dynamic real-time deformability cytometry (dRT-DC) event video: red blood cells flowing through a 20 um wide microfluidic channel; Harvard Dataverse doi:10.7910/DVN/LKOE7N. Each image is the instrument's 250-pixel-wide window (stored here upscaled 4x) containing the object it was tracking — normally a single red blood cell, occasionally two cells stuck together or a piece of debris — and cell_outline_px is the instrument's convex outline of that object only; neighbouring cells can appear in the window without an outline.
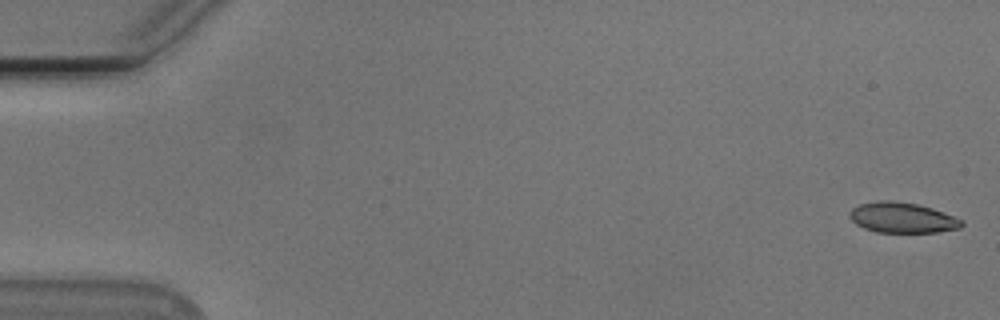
{"species": "Egyptian fruit bat (a non-hibernating species)", "species_latin": "Rousettus aegyptiacus", "temperature_condition": "cold", "stored_images_in_passage": 54, "camera_frame_rate_fps": 3000, "um_per_image_px": 0.085, "animal": {"sex": "male"}, "frame": {"image": 1, "passage_image": 1, "time_ms": 0.0, "image_size_px": [1000, 320], "cell_outline_px": [[964, 224], [960, 228], [936, 232], [876, 232], [864, 228], [856, 224], [848, 216], [848, 212], [852, 208], [860, 204], [880, 200], [892, 200], [916, 204], [932, 208], [964, 220]], "centroid_in_image_um": [76.68, 18.5], "position_along_channel_um": 8.3, "area_um2": 19.88}}
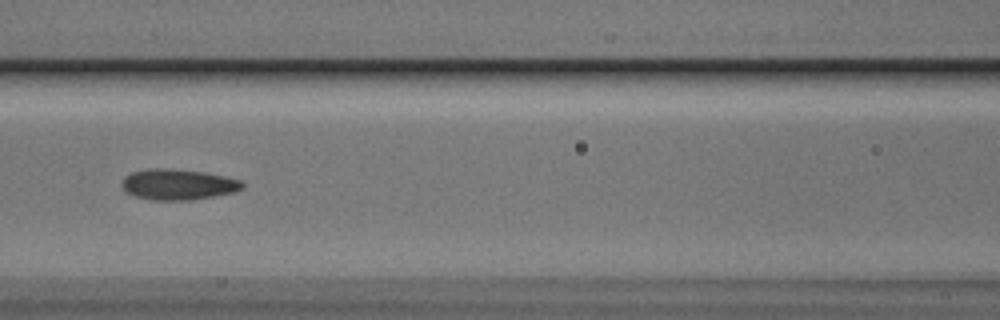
{"frame": {"image": 2, "passage_image": 24, "time_ms": 7.667, "image_size_px": [1000, 320], "cell_outline_px": [[244, 188], [236, 192], [192, 200], [152, 200], [136, 196], [128, 192], [120, 184], [124, 176], [132, 172], [148, 168], [168, 168], [204, 172], [224, 176], [240, 180], [244, 184]], "centroid_in_image_um": [15.15, 15.67], "position_along_channel_um": 151.5, "area_um2": 21.68}}
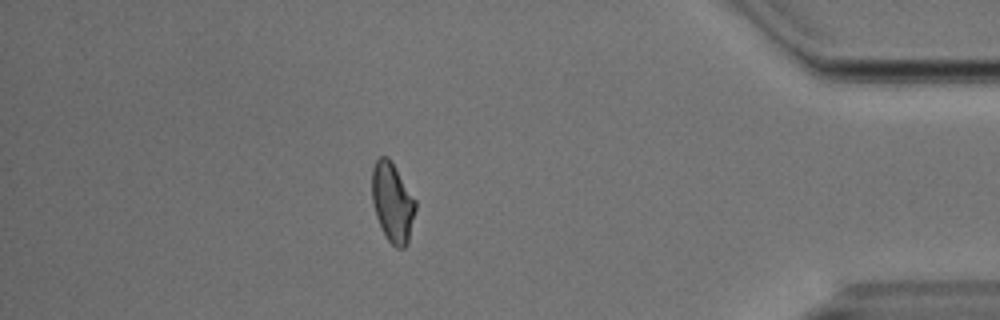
{"frame": {"image": 3, "passage_image": 47, "time_ms": 15.333, "image_size_px": [1000, 320], "cell_outline_px": [[416, 208], [408, 244], [404, 248], [396, 248], [388, 240], [376, 216], [372, 204], [372, 168], [376, 160], [380, 156], [388, 156], [416, 200]], "centroid_in_image_um": [33.36, 17.2], "position_along_channel_um": 401.8, "area_um2": 20.11}, "authors_computed_cell_mechanics": {"area_um2": 20.4612, "velocity_mm_per_s": 3.7891, "shape_relaxation_time_tau1_ms": 4.7094, "shape_relaxation_time_tau2_ms": 2.5087, "deformation_change_tau1": 0.1161, "deformation_change_tau2": 0.0788}}